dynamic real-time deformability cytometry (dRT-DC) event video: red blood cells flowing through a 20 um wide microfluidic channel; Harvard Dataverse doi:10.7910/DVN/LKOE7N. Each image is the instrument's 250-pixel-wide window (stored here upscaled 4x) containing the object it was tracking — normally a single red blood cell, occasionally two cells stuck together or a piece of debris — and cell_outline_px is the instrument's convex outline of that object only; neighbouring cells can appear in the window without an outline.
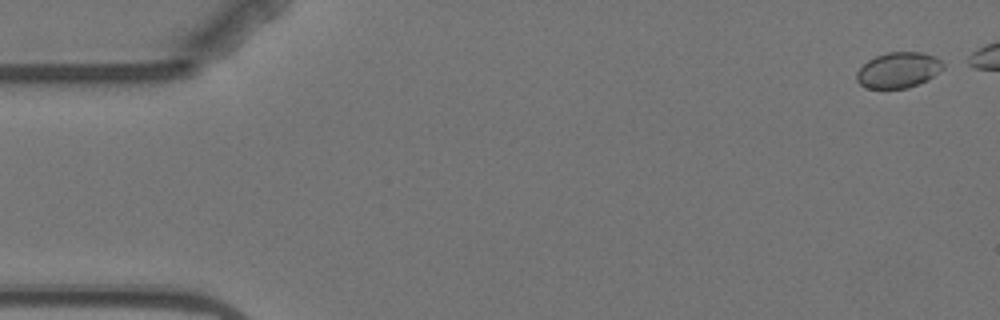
{"species": "Egyptian fruit bat (a non-hibernating species)", "species_latin": "Rousettus aegyptiacus", "temperature_condition": "warm", "stored_images_in_passage": 5, "camera_frame_rate_fps": 3000, "um_per_image_px": 0.085, "animal": {"sex": "female"}, "frame": {"image": 1, "passage_image": 1, "time_ms": 0.0, "image_size_px": [1000, 320], "cell_outline_px": [[944, 68], [928, 80], [908, 88], [868, 88], [860, 84], [856, 80], [856, 72], [868, 60], [876, 56], [888, 52], [920, 52], [936, 56], [944, 64]], "centroid_in_image_um": [76.38, 5.95], "position_along_channel_um": 8.6, "area_um2": 17.98}}
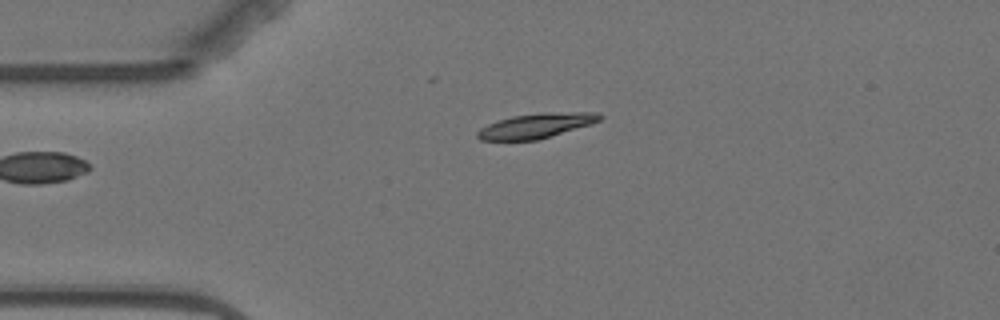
{"frame": {"image": 2, "passage_image": 5, "time_ms": 5.667, "image_size_px": [1000, 320], "cell_outline_px": [[604, 116], [600, 120], [592, 124], [536, 140], [480, 140], [476, 136], [476, 132], [480, 128], [496, 120], [512, 116], [540, 112], [600, 112]], "centroid_in_image_um": [45.58, 10.67], "position_along_channel_um": 39.4, "area_um2": 17.86}}